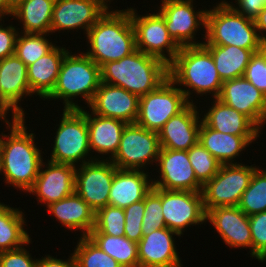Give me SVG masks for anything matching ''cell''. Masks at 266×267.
Segmentation results:
<instances>
[{
	"label": "cell",
	"instance_id": "1",
	"mask_svg": "<svg viewBox=\"0 0 266 267\" xmlns=\"http://www.w3.org/2000/svg\"><path fill=\"white\" fill-rule=\"evenodd\" d=\"M0 116L10 133L0 135V165L3 181L24 193L33 186L43 162V149L35 143L36 134L28 132L25 118ZM10 129V130H9Z\"/></svg>",
	"mask_w": 266,
	"mask_h": 267
},
{
	"label": "cell",
	"instance_id": "2",
	"mask_svg": "<svg viewBox=\"0 0 266 267\" xmlns=\"http://www.w3.org/2000/svg\"><path fill=\"white\" fill-rule=\"evenodd\" d=\"M168 76L190 103H194L192 94H197L196 97L211 94L212 98H218L222 90L223 81L204 45L181 47L168 65Z\"/></svg>",
	"mask_w": 266,
	"mask_h": 267
},
{
	"label": "cell",
	"instance_id": "3",
	"mask_svg": "<svg viewBox=\"0 0 266 267\" xmlns=\"http://www.w3.org/2000/svg\"><path fill=\"white\" fill-rule=\"evenodd\" d=\"M85 36L88 49L84 53L99 67L137 50L130 9L106 11Z\"/></svg>",
	"mask_w": 266,
	"mask_h": 267
},
{
	"label": "cell",
	"instance_id": "4",
	"mask_svg": "<svg viewBox=\"0 0 266 267\" xmlns=\"http://www.w3.org/2000/svg\"><path fill=\"white\" fill-rule=\"evenodd\" d=\"M168 78L164 61L139 50L101 66V82L122 87L138 97L157 89Z\"/></svg>",
	"mask_w": 266,
	"mask_h": 267
},
{
	"label": "cell",
	"instance_id": "5",
	"mask_svg": "<svg viewBox=\"0 0 266 267\" xmlns=\"http://www.w3.org/2000/svg\"><path fill=\"white\" fill-rule=\"evenodd\" d=\"M67 52L61 64L58 79L52 93L47 100H63V109H81L78 99L83 98L87 106L101 84V67L88 55Z\"/></svg>",
	"mask_w": 266,
	"mask_h": 267
},
{
	"label": "cell",
	"instance_id": "6",
	"mask_svg": "<svg viewBox=\"0 0 266 267\" xmlns=\"http://www.w3.org/2000/svg\"><path fill=\"white\" fill-rule=\"evenodd\" d=\"M221 1V2H220ZM207 10L203 45L235 46L260 51L262 42L255 21L235 11L225 0Z\"/></svg>",
	"mask_w": 266,
	"mask_h": 267
},
{
	"label": "cell",
	"instance_id": "7",
	"mask_svg": "<svg viewBox=\"0 0 266 267\" xmlns=\"http://www.w3.org/2000/svg\"><path fill=\"white\" fill-rule=\"evenodd\" d=\"M61 115L58 127L54 129L56 135L52 137L54 144L51 143L49 161L77 167L95 160V155L90 154L86 116L79 109H63Z\"/></svg>",
	"mask_w": 266,
	"mask_h": 267
},
{
	"label": "cell",
	"instance_id": "8",
	"mask_svg": "<svg viewBox=\"0 0 266 267\" xmlns=\"http://www.w3.org/2000/svg\"><path fill=\"white\" fill-rule=\"evenodd\" d=\"M130 9L131 22L135 32L136 49L159 58L169 65L181 47L168 33L163 15L157 9L152 13L139 15L136 8Z\"/></svg>",
	"mask_w": 266,
	"mask_h": 267
},
{
	"label": "cell",
	"instance_id": "9",
	"mask_svg": "<svg viewBox=\"0 0 266 267\" xmlns=\"http://www.w3.org/2000/svg\"><path fill=\"white\" fill-rule=\"evenodd\" d=\"M160 150L158 132L147 130L136 123H127L119 148L110 161L118 169L147 171L149 168L146 167L157 163Z\"/></svg>",
	"mask_w": 266,
	"mask_h": 267
},
{
	"label": "cell",
	"instance_id": "10",
	"mask_svg": "<svg viewBox=\"0 0 266 267\" xmlns=\"http://www.w3.org/2000/svg\"><path fill=\"white\" fill-rule=\"evenodd\" d=\"M254 165L242 162L221 165L217 174L202 188L205 212L216 207L238 206L257 168Z\"/></svg>",
	"mask_w": 266,
	"mask_h": 267
},
{
	"label": "cell",
	"instance_id": "11",
	"mask_svg": "<svg viewBox=\"0 0 266 267\" xmlns=\"http://www.w3.org/2000/svg\"><path fill=\"white\" fill-rule=\"evenodd\" d=\"M190 102L168 78L157 89L139 97L136 124L158 132L173 116L183 111Z\"/></svg>",
	"mask_w": 266,
	"mask_h": 267
},
{
	"label": "cell",
	"instance_id": "12",
	"mask_svg": "<svg viewBox=\"0 0 266 267\" xmlns=\"http://www.w3.org/2000/svg\"><path fill=\"white\" fill-rule=\"evenodd\" d=\"M194 0H161L157 9L163 15L168 33L180 47L203 45L197 31H206L207 8L196 10ZM200 10V11H199ZM197 40V41H196ZM199 41V42H198Z\"/></svg>",
	"mask_w": 266,
	"mask_h": 267
},
{
	"label": "cell",
	"instance_id": "13",
	"mask_svg": "<svg viewBox=\"0 0 266 267\" xmlns=\"http://www.w3.org/2000/svg\"><path fill=\"white\" fill-rule=\"evenodd\" d=\"M161 204L166 227L182 236L188 227L206 223L202 192L161 189Z\"/></svg>",
	"mask_w": 266,
	"mask_h": 267
},
{
	"label": "cell",
	"instance_id": "14",
	"mask_svg": "<svg viewBox=\"0 0 266 267\" xmlns=\"http://www.w3.org/2000/svg\"><path fill=\"white\" fill-rule=\"evenodd\" d=\"M27 96L33 95L29 87L26 64L16 55L1 59L0 116L9 117L8 113L11 112V119L25 118L26 112L20 102Z\"/></svg>",
	"mask_w": 266,
	"mask_h": 267
},
{
	"label": "cell",
	"instance_id": "15",
	"mask_svg": "<svg viewBox=\"0 0 266 267\" xmlns=\"http://www.w3.org/2000/svg\"><path fill=\"white\" fill-rule=\"evenodd\" d=\"M116 169L110 160H93L76 167L75 192L95 212L108 205Z\"/></svg>",
	"mask_w": 266,
	"mask_h": 267
},
{
	"label": "cell",
	"instance_id": "16",
	"mask_svg": "<svg viewBox=\"0 0 266 267\" xmlns=\"http://www.w3.org/2000/svg\"><path fill=\"white\" fill-rule=\"evenodd\" d=\"M159 175L153 187L164 190L202 192L188 157V151L161 148L157 163Z\"/></svg>",
	"mask_w": 266,
	"mask_h": 267
},
{
	"label": "cell",
	"instance_id": "17",
	"mask_svg": "<svg viewBox=\"0 0 266 267\" xmlns=\"http://www.w3.org/2000/svg\"><path fill=\"white\" fill-rule=\"evenodd\" d=\"M75 171L76 166L43 160L39 174L27 193L36 196L38 205L47 207L58 202L75 192Z\"/></svg>",
	"mask_w": 266,
	"mask_h": 267
},
{
	"label": "cell",
	"instance_id": "18",
	"mask_svg": "<svg viewBox=\"0 0 266 267\" xmlns=\"http://www.w3.org/2000/svg\"><path fill=\"white\" fill-rule=\"evenodd\" d=\"M218 99L249 117L261 130L264 128L266 96L244 77L223 81Z\"/></svg>",
	"mask_w": 266,
	"mask_h": 267
},
{
	"label": "cell",
	"instance_id": "19",
	"mask_svg": "<svg viewBox=\"0 0 266 267\" xmlns=\"http://www.w3.org/2000/svg\"><path fill=\"white\" fill-rule=\"evenodd\" d=\"M197 104L190 103L179 114L171 117L158 131L160 146L164 149L188 151L199 140L202 113Z\"/></svg>",
	"mask_w": 266,
	"mask_h": 267
},
{
	"label": "cell",
	"instance_id": "20",
	"mask_svg": "<svg viewBox=\"0 0 266 267\" xmlns=\"http://www.w3.org/2000/svg\"><path fill=\"white\" fill-rule=\"evenodd\" d=\"M216 229L229 248H249L252 257V237L249 216L238 206L216 207L206 212V222Z\"/></svg>",
	"mask_w": 266,
	"mask_h": 267
},
{
	"label": "cell",
	"instance_id": "21",
	"mask_svg": "<svg viewBox=\"0 0 266 267\" xmlns=\"http://www.w3.org/2000/svg\"><path fill=\"white\" fill-rule=\"evenodd\" d=\"M105 12L94 0H55L50 34L75 29L86 34Z\"/></svg>",
	"mask_w": 266,
	"mask_h": 267
},
{
	"label": "cell",
	"instance_id": "22",
	"mask_svg": "<svg viewBox=\"0 0 266 267\" xmlns=\"http://www.w3.org/2000/svg\"><path fill=\"white\" fill-rule=\"evenodd\" d=\"M88 107L94 114L135 123L139 97L122 87L101 82Z\"/></svg>",
	"mask_w": 266,
	"mask_h": 267
},
{
	"label": "cell",
	"instance_id": "23",
	"mask_svg": "<svg viewBox=\"0 0 266 267\" xmlns=\"http://www.w3.org/2000/svg\"><path fill=\"white\" fill-rule=\"evenodd\" d=\"M175 236L181 237L167 227L143 236L138 242L139 267H182Z\"/></svg>",
	"mask_w": 266,
	"mask_h": 267
},
{
	"label": "cell",
	"instance_id": "24",
	"mask_svg": "<svg viewBox=\"0 0 266 267\" xmlns=\"http://www.w3.org/2000/svg\"><path fill=\"white\" fill-rule=\"evenodd\" d=\"M86 108L84 106L79 110L86 116L91 154L98 153L102 156L97 154L95 160H111L119 148L121 135L127 123L94 114ZM106 155L109 157H104Z\"/></svg>",
	"mask_w": 266,
	"mask_h": 267
},
{
	"label": "cell",
	"instance_id": "25",
	"mask_svg": "<svg viewBox=\"0 0 266 267\" xmlns=\"http://www.w3.org/2000/svg\"><path fill=\"white\" fill-rule=\"evenodd\" d=\"M148 173L144 170L117 168L110 188L108 205L124 209L142 201L153 188L152 178Z\"/></svg>",
	"mask_w": 266,
	"mask_h": 267
},
{
	"label": "cell",
	"instance_id": "26",
	"mask_svg": "<svg viewBox=\"0 0 266 267\" xmlns=\"http://www.w3.org/2000/svg\"><path fill=\"white\" fill-rule=\"evenodd\" d=\"M202 121L211 129L236 136H260L262 130L246 115L213 98Z\"/></svg>",
	"mask_w": 266,
	"mask_h": 267
},
{
	"label": "cell",
	"instance_id": "27",
	"mask_svg": "<svg viewBox=\"0 0 266 267\" xmlns=\"http://www.w3.org/2000/svg\"><path fill=\"white\" fill-rule=\"evenodd\" d=\"M47 211L70 231H80V237L88 236L95 226L96 212L76 193L51 203ZM82 233V234H81Z\"/></svg>",
	"mask_w": 266,
	"mask_h": 267
},
{
	"label": "cell",
	"instance_id": "28",
	"mask_svg": "<svg viewBox=\"0 0 266 267\" xmlns=\"http://www.w3.org/2000/svg\"><path fill=\"white\" fill-rule=\"evenodd\" d=\"M259 136H236L209 128L203 121L199 130L198 142L207 149L222 165L237 164L236 159Z\"/></svg>",
	"mask_w": 266,
	"mask_h": 267
},
{
	"label": "cell",
	"instance_id": "29",
	"mask_svg": "<svg viewBox=\"0 0 266 267\" xmlns=\"http://www.w3.org/2000/svg\"><path fill=\"white\" fill-rule=\"evenodd\" d=\"M68 51L70 50L66 47L56 45L48 54L27 66V77L32 95L45 101L52 93L62 61Z\"/></svg>",
	"mask_w": 266,
	"mask_h": 267
},
{
	"label": "cell",
	"instance_id": "30",
	"mask_svg": "<svg viewBox=\"0 0 266 267\" xmlns=\"http://www.w3.org/2000/svg\"><path fill=\"white\" fill-rule=\"evenodd\" d=\"M54 3L55 0H24L11 19L22 24L21 33L50 34Z\"/></svg>",
	"mask_w": 266,
	"mask_h": 267
},
{
	"label": "cell",
	"instance_id": "31",
	"mask_svg": "<svg viewBox=\"0 0 266 267\" xmlns=\"http://www.w3.org/2000/svg\"><path fill=\"white\" fill-rule=\"evenodd\" d=\"M25 220L21 208L0 202V252L21 248L32 239Z\"/></svg>",
	"mask_w": 266,
	"mask_h": 267
},
{
	"label": "cell",
	"instance_id": "32",
	"mask_svg": "<svg viewBox=\"0 0 266 267\" xmlns=\"http://www.w3.org/2000/svg\"><path fill=\"white\" fill-rule=\"evenodd\" d=\"M211 53L222 81L243 77L253 50L235 46L204 45Z\"/></svg>",
	"mask_w": 266,
	"mask_h": 267
},
{
	"label": "cell",
	"instance_id": "33",
	"mask_svg": "<svg viewBox=\"0 0 266 267\" xmlns=\"http://www.w3.org/2000/svg\"><path fill=\"white\" fill-rule=\"evenodd\" d=\"M87 237L122 267H139L138 243L125 236L102 234L95 228L91 230Z\"/></svg>",
	"mask_w": 266,
	"mask_h": 267
},
{
	"label": "cell",
	"instance_id": "34",
	"mask_svg": "<svg viewBox=\"0 0 266 267\" xmlns=\"http://www.w3.org/2000/svg\"><path fill=\"white\" fill-rule=\"evenodd\" d=\"M49 35L50 34L21 33L19 31L15 43L14 55L24 62L26 66L33 64L41 57L48 54L56 46V43H54L52 39L49 40Z\"/></svg>",
	"mask_w": 266,
	"mask_h": 267
},
{
	"label": "cell",
	"instance_id": "35",
	"mask_svg": "<svg viewBox=\"0 0 266 267\" xmlns=\"http://www.w3.org/2000/svg\"><path fill=\"white\" fill-rule=\"evenodd\" d=\"M255 169L238 207L247 216L266 211V169Z\"/></svg>",
	"mask_w": 266,
	"mask_h": 267
},
{
	"label": "cell",
	"instance_id": "36",
	"mask_svg": "<svg viewBox=\"0 0 266 267\" xmlns=\"http://www.w3.org/2000/svg\"><path fill=\"white\" fill-rule=\"evenodd\" d=\"M78 238L73 251L76 267H122L87 236Z\"/></svg>",
	"mask_w": 266,
	"mask_h": 267
},
{
	"label": "cell",
	"instance_id": "37",
	"mask_svg": "<svg viewBox=\"0 0 266 267\" xmlns=\"http://www.w3.org/2000/svg\"><path fill=\"white\" fill-rule=\"evenodd\" d=\"M188 157L197 181L202 186L217 174L222 165L199 142L188 150Z\"/></svg>",
	"mask_w": 266,
	"mask_h": 267
},
{
	"label": "cell",
	"instance_id": "38",
	"mask_svg": "<svg viewBox=\"0 0 266 267\" xmlns=\"http://www.w3.org/2000/svg\"><path fill=\"white\" fill-rule=\"evenodd\" d=\"M125 215L124 209L106 205L95 214L94 228L110 236H124Z\"/></svg>",
	"mask_w": 266,
	"mask_h": 267
},
{
	"label": "cell",
	"instance_id": "39",
	"mask_svg": "<svg viewBox=\"0 0 266 267\" xmlns=\"http://www.w3.org/2000/svg\"><path fill=\"white\" fill-rule=\"evenodd\" d=\"M163 228H166V225L162 214L161 189L153 187L145 196V210L142 220L143 236Z\"/></svg>",
	"mask_w": 266,
	"mask_h": 267
},
{
	"label": "cell",
	"instance_id": "40",
	"mask_svg": "<svg viewBox=\"0 0 266 267\" xmlns=\"http://www.w3.org/2000/svg\"><path fill=\"white\" fill-rule=\"evenodd\" d=\"M252 258L266 262V211L249 216Z\"/></svg>",
	"mask_w": 266,
	"mask_h": 267
},
{
	"label": "cell",
	"instance_id": "41",
	"mask_svg": "<svg viewBox=\"0 0 266 267\" xmlns=\"http://www.w3.org/2000/svg\"><path fill=\"white\" fill-rule=\"evenodd\" d=\"M145 210V198L124 208L125 226L124 236L138 243L143 237L142 220Z\"/></svg>",
	"mask_w": 266,
	"mask_h": 267
},
{
	"label": "cell",
	"instance_id": "42",
	"mask_svg": "<svg viewBox=\"0 0 266 267\" xmlns=\"http://www.w3.org/2000/svg\"><path fill=\"white\" fill-rule=\"evenodd\" d=\"M243 77L266 96V45L252 55Z\"/></svg>",
	"mask_w": 266,
	"mask_h": 267
},
{
	"label": "cell",
	"instance_id": "43",
	"mask_svg": "<svg viewBox=\"0 0 266 267\" xmlns=\"http://www.w3.org/2000/svg\"><path fill=\"white\" fill-rule=\"evenodd\" d=\"M31 242L25 244V247L0 252V267H36L38 259H33L32 253L26 249Z\"/></svg>",
	"mask_w": 266,
	"mask_h": 267
},
{
	"label": "cell",
	"instance_id": "44",
	"mask_svg": "<svg viewBox=\"0 0 266 267\" xmlns=\"http://www.w3.org/2000/svg\"><path fill=\"white\" fill-rule=\"evenodd\" d=\"M0 19V60L8 56L14 55L15 43L20 28H16L14 25H5ZM3 23V24H2ZM5 26V27H4Z\"/></svg>",
	"mask_w": 266,
	"mask_h": 267
},
{
	"label": "cell",
	"instance_id": "45",
	"mask_svg": "<svg viewBox=\"0 0 266 267\" xmlns=\"http://www.w3.org/2000/svg\"><path fill=\"white\" fill-rule=\"evenodd\" d=\"M225 1L235 11L253 20L259 15L266 5L264 0H235V4L230 1L228 2L227 0Z\"/></svg>",
	"mask_w": 266,
	"mask_h": 267
},
{
	"label": "cell",
	"instance_id": "46",
	"mask_svg": "<svg viewBox=\"0 0 266 267\" xmlns=\"http://www.w3.org/2000/svg\"><path fill=\"white\" fill-rule=\"evenodd\" d=\"M66 260L58 259L57 257L51 256L50 254L44 255L38 258L36 267H76V261L73 252Z\"/></svg>",
	"mask_w": 266,
	"mask_h": 267
},
{
	"label": "cell",
	"instance_id": "47",
	"mask_svg": "<svg viewBox=\"0 0 266 267\" xmlns=\"http://www.w3.org/2000/svg\"><path fill=\"white\" fill-rule=\"evenodd\" d=\"M254 21L258 34L262 42L266 45V5L259 15L254 19Z\"/></svg>",
	"mask_w": 266,
	"mask_h": 267
},
{
	"label": "cell",
	"instance_id": "48",
	"mask_svg": "<svg viewBox=\"0 0 266 267\" xmlns=\"http://www.w3.org/2000/svg\"><path fill=\"white\" fill-rule=\"evenodd\" d=\"M24 0H6V16L12 15L14 12L23 2Z\"/></svg>",
	"mask_w": 266,
	"mask_h": 267
},
{
	"label": "cell",
	"instance_id": "49",
	"mask_svg": "<svg viewBox=\"0 0 266 267\" xmlns=\"http://www.w3.org/2000/svg\"><path fill=\"white\" fill-rule=\"evenodd\" d=\"M95 2H97L104 10L106 11H115V9L111 8L112 6H110L111 2L113 0H94ZM111 8V9H110Z\"/></svg>",
	"mask_w": 266,
	"mask_h": 267
},
{
	"label": "cell",
	"instance_id": "50",
	"mask_svg": "<svg viewBox=\"0 0 266 267\" xmlns=\"http://www.w3.org/2000/svg\"><path fill=\"white\" fill-rule=\"evenodd\" d=\"M0 17L6 19V0H0Z\"/></svg>",
	"mask_w": 266,
	"mask_h": 267
}]
</instances>
